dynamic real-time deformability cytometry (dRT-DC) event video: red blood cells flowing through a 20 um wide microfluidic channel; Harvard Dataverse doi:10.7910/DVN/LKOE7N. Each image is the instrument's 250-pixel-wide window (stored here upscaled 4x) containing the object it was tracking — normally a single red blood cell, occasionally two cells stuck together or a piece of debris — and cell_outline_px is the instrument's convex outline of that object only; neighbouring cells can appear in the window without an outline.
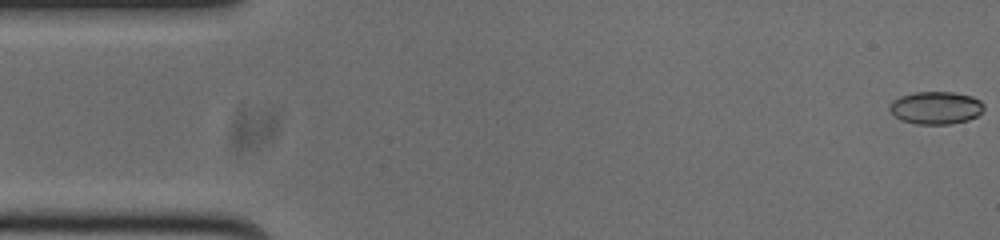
{"species": "common noctule bat (a hibernating species)", "species_latin": "Nyctalus noctula", "temperature_condition": "cold", "stored_images_in_passage": 53, "camera_frame_rate_fps": 3000, "um_per_image_px": 0.085, "animal": {"sex": "male", "body_mass_g": 20.0, "forearm_length_mm": 53.3}, "frame": {"image": 1, "passage_image": 1, "time_ms": 0.0, "image_size_px": [1000, 240], "cell_outline_px": [[984, 108], [976, 116], [968, 120], [948, 124], [916, 124], [900, 120], [888, 108], [892, 100], [900, 96], [916, 92], [952, 92], [972, 96], [980, 100], [984, 104]], "centroid_in_image_um": [79.54, 9.16], "position_along_channel_um": 5.5, "area_um2": 17.92}}
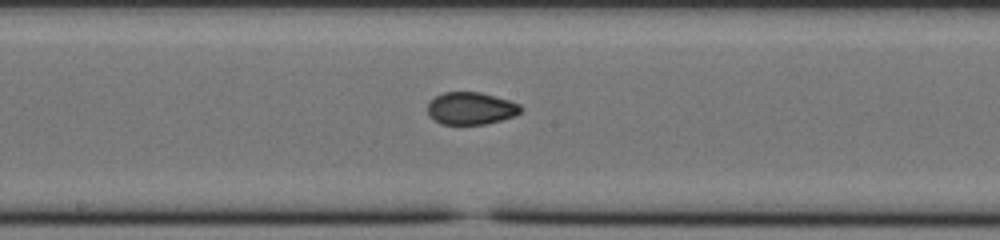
{"frame": {"image": 2, "passage_image": 27, "time_ms": 8.667, "image_size_px": [1000, 240], "cell_outline_px": [[524, 108], [516, 116], [484, 124], [440, 124], [428, 112], [428, 104], [436, 96], [444, 92], [480, 92], [508, 100], [520, 104]], "centroid_in_image_um": [40.07, 9.21], "position_along_channel_um": 208.1, "area_um2": 17.4}}
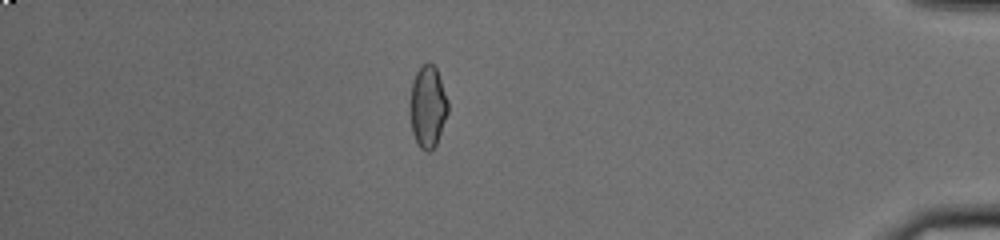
{"frame": {"image": 3, "passage_image": 46, "time_ms": 15.0, "image_size_px": [1000, 240], "cell_outline_px": [[448, 112], [436, 144], [428, 152], [420, 148], [412, 132], [412, 80], [416, 72], [428, 60], [436, 68], [448, 100]], "centroid_in_image_um": [36.39, 9.04], "position_along_channel_um": 398.8, "area_um2": 17.51}, "authors_computed_cell_mechanics": {"area_um2": 18.0336, "velocity_mm_per_s": 3.7848, "shape_relaxation_time_tau1_ms": null, "shape_relaxation_time_tau2_ms": 1.9486, "deformation_change_tau1": null, "deformation_change_tau2": 0.0573}}